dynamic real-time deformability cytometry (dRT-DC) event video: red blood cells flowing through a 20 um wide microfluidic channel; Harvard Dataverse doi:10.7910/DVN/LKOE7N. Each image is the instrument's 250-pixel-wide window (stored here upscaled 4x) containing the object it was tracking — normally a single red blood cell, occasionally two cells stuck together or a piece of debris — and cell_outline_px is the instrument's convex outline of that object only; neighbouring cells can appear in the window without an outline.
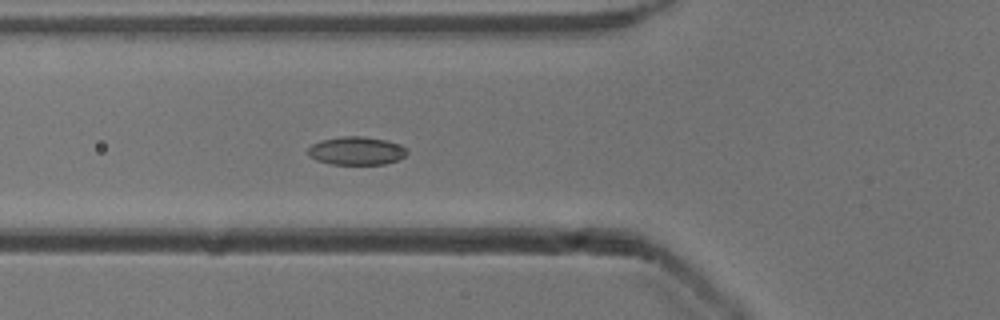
{"species": "common noctule bat (a hibernating species)", "species_latin": "Nyctalus noctula", "temperature_condition": "cold", "stored_images_in_passage": 42, "camera_frame_rate_fps": 3000, "um_per_image_px": 0.085, "animal": {"sex": "male", "body_mass_g": 13.3}, "frame": {"image": 1, "passage_image": 8, "time_ms": 2.333, "image_size_px": [1000, 320], "cell_outline_px": [[408, 152], [404, 156], [396, 160], [384, 164], [332, 164], [316, 160], [308, 156], [308, 148], [312, 144], [320, 140], [340, 136], [364, 136], [388, 140], [400, 144], [408, 148]], "centroid_in_image_um": [30.3, 12.8], "position_along_channel_um": 95.5, "area_um2": 16.47}}
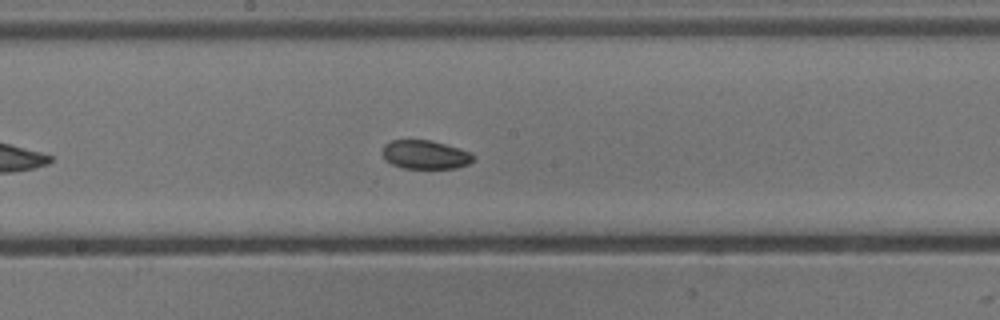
{"frame": {"image": 2, "passage_image": 17, "time_ms": 5.333, "image_size_px": [1000, 320], "cell_outline_px": [[476, 156], [468, 164], [456, 168], [404, 168], [392, 164], [384, 160], [380, 152], [384, 144], [392, 140], [432, 140], [460, 148], [472, 152]], "centroid_in_image_um": [36.13, 13.13], "position_along_channel_um": 212.1, "area_um2": 15.49}}
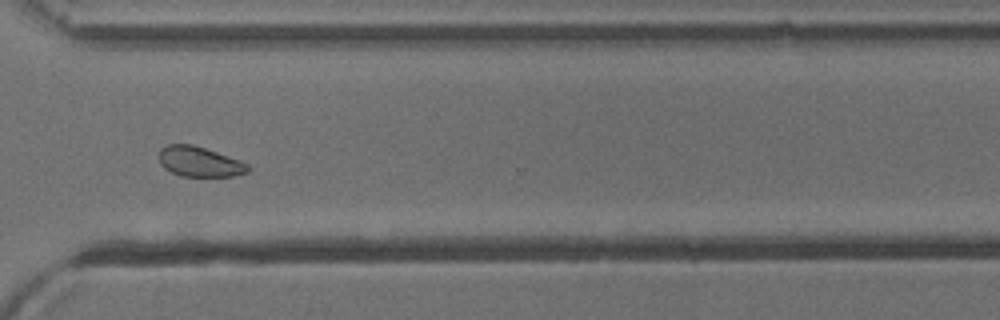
{"frame": {"image": 3, "passage_image": 28, "time_ms": 9.0, "image_size_px": [1000, 320], "cell_outline_px": [[248, 172], [232, 176], [180, 176], [164, 168], [160, 164], [160, 148], [168, 144], [192, 144], [240, 160], [248, 164]], "centroid_in_image_um": [16.94, 13.74], "position_along_channel_um": 353.7, "area_um2": 15.43}, "authors_computed_cell_mechanics": {"area_um2": 16.4441, "velocity_mm_per_s": 3.8622, "shape_relaxation_time_tau1_ms": 4.0864, "shape_relaxation_time_tau2_ms": null, "deformation_change_tau1": 0.0579, "deformation_change_tau2": null}}